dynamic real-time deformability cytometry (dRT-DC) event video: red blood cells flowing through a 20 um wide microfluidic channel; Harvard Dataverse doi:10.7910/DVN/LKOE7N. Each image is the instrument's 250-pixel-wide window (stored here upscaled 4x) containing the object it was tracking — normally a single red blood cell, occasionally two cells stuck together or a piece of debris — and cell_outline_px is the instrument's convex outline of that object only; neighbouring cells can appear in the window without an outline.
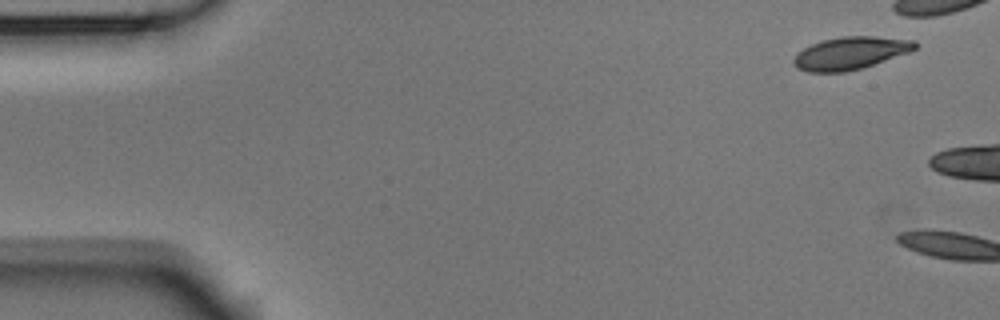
{"species": "Egyptian fruit bat (a non-hibernating species)", "species_latin": "Rousettus aegyptiacus", "temperature_condition": "room temperature", "stored_images_in_passage": 4, "camera_frame_rate_fps": 3000, "um_per_image_px": 0.085, "animal": {"sex": "male"}, "frame": {"image": 1, "passage_image": 1, "time_ms": 0.0, "image_size_px": [1000, 320], "cell_outline_px": [[916, 48], [908, 52], [860, 68], [844, 72], [808, 72], [796, 68], [792, 64], [792, 60], [804, 48], [812, 44], [824, 40], [844, 36], [872, 36], [912, 40], [916, 44]], "centroid_in_image_um": [72.23, 4.52], "position_along_channel_um": 12.8, "area_um2": 22.54}}